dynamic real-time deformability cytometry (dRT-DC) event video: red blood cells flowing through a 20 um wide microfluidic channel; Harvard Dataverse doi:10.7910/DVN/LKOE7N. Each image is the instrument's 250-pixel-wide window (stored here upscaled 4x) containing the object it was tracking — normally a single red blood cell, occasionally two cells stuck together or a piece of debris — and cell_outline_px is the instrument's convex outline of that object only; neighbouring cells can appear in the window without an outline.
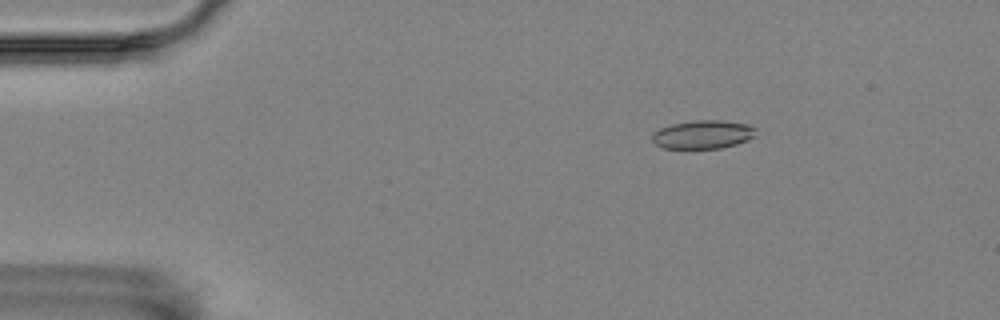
{"species": "Egyptian fruit bat (a non-hibernating species)", "species_latin": "Rousettus aegyptiacus", "temperature_condition": "room temperature", "stored_images_in_passage": 51, "camera_frame_rate_fps": 3000, "um_per_image_px": 0.085, "animal": {"sex": "female"}, "frame": {"image": 1, "passage_image": 4, "time_ms": 1.0, "image_size_px": [1000, 320], "cell_outline_px": [[756, 136], [748, 140], [736, 144], [720, 148], [664, 148], [656, 144], [652, 140], [652, 132], [660, 128], [672, 124], [692, 120], [720, 120], [748, 124], [756, 128]], "centroid_in_image_um": [59.76, 11.42], "position_along_channel_um": 25.2, "area_um2": 17.28}}
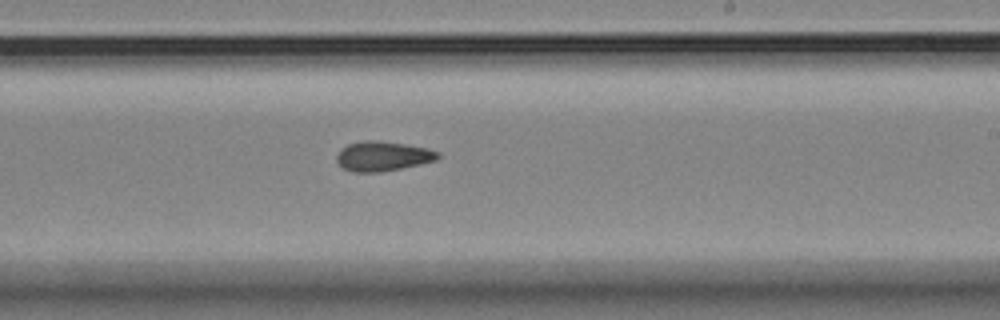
{"frame": {"image": 2, "passage_image": 29, "time_ms": 9.333, "image_size_px": [1000, 320], "cell_outline_px": [[440, 156], [436, 160], [420, 164], [380, 172], [352, 172], [344, 168], [336, 160], [336, 156], [340, 148], [348, 144], [364, 140], [380, 140], [428, 148], [440, 152]], "centroid_in_image_um": [32.52, 13.26], "position_along_channel_um": 256.5, "area_um2": 17.57}}
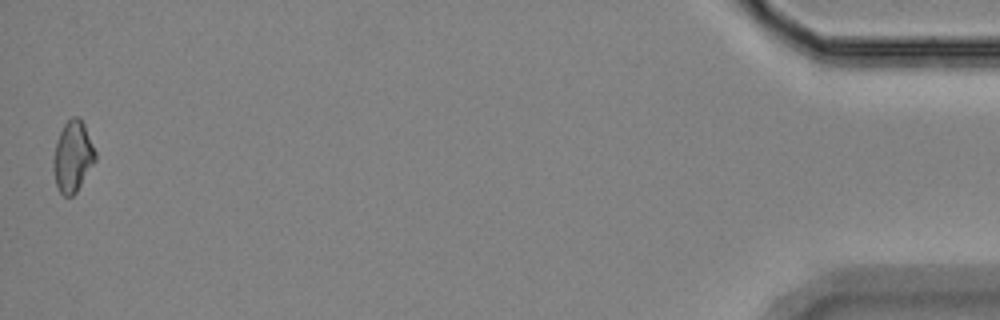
{"frame": {"image": 3, "passage_image": 51, "time_ms": 16.667, "image_size_px": [1000, 320], "cell_outline_px": [[96, 160], [76, 192], [72, 196], [64, 196], [60, 192], [56, 184], [52, 168], [52, 164], [56, 144], [60, 132], [64, 124], [72, 116], [76, 116], [84, 124], [96, 152]], "centroid_in_image_um": [6.18, 13.32], "position_along_channel_um": 429.0, "area_um2": 17.17}, "authors_computed_cell_mechanics": {"area_um2": 17.1666, "velocity_mm_per_s": 3.5638, "shape_relaxation_time_tau1_ms": 7.4934, "shape_relaxation_time_tau2_ms": 5.3377, "deformation_change_tau1": 0.1252, "deformation_change_tau2": 0.131}}